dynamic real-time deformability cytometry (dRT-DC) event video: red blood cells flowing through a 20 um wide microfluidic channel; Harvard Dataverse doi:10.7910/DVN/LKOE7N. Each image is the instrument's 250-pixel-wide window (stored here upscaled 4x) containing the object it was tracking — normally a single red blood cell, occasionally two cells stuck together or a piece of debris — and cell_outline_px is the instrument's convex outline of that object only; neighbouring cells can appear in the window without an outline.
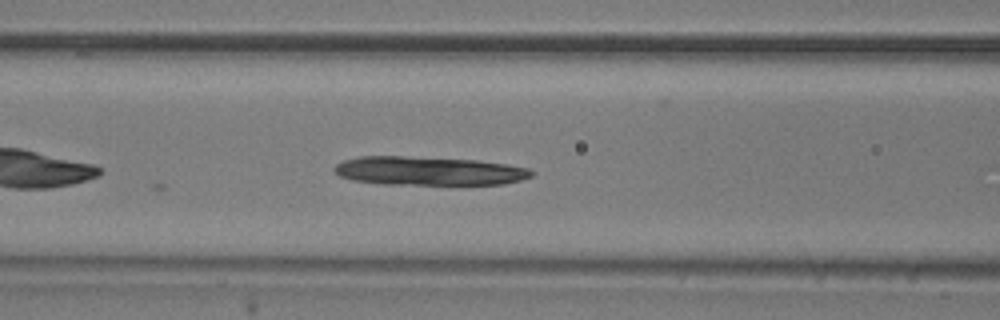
{"species": "common noctule bat (a hibernating species)", "species_latin": "Nyctalus noctula", "temperature_condition": "room temperature", "stored_images_in_passage": 9, "camera_frame_rate_fps": 3000, "um_per_image_px": 0.085, "animal": {"sex": "male", "body_mass_g": 20.5, "forearm_length_mm": 52.5}, "frame": {"image": 1, "passage_image": 9, "time_ms": 2.667, "image_size_px": [1000, 320], "cell_outline_px": [[536, 172], [532, 176], [520, 180], [504, 184], [384, 184], [352, 180], [340, 176], [332, 168], [336, 164], [344, 160], [360, 156], [404, 156], [476, 160], [508, 164], [528, 168]], "centroid_in_image_um": [36.45, 14.52], "position_along_channel_um": 130.1, "area_um2": 33.0}}